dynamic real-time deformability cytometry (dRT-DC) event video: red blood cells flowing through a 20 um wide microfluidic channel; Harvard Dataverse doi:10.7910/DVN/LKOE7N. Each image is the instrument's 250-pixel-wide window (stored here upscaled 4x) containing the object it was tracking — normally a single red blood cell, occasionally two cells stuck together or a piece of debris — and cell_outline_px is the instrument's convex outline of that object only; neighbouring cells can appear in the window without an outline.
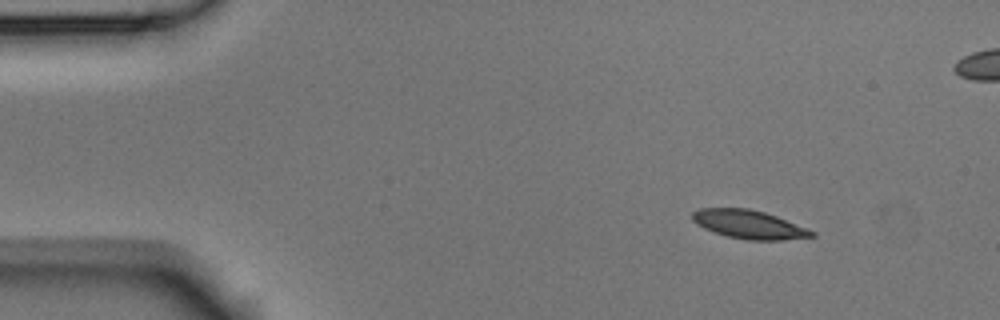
{"species": "Egyptian fruit bat (a non-hibernating species)", "species_latin": "Rousettus aegyptiacus", "temperature_condition": "room temperature", "stored_images_in_passage": 6, "camera_frame_rate_fps": 3000, "um_per_image_px": 0.085, "animal": {"sex": "male"}, "frame": {"image": 1, "passage_image": 1, "time_ms": 0.0, "image_size_px": [1000, 320], "cell_outline_px": [[816, 236], [784, 240], [748, 240], [728, 236], [704, 228], [696, 224], [692, 220], [692, 212], [700, 208], [748, 208], [764, 212], [776, 216], [816, 232]], "centroid_in_image_um": [63.66, 19.07], "position_along_channel_um": 21.3, "area_um2": 19.71}}
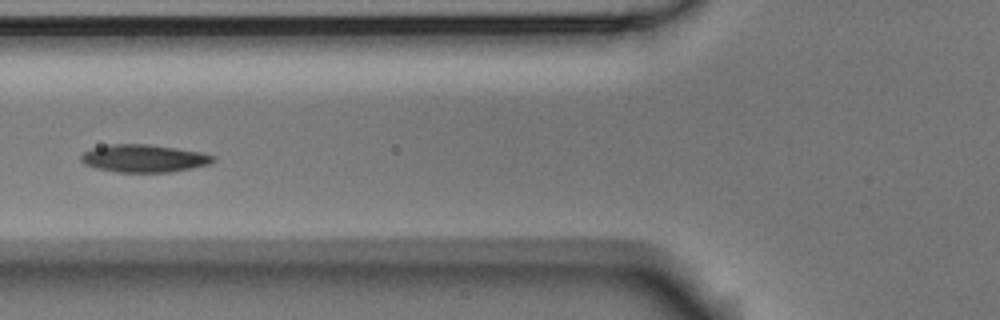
{"frame": {"image": 2, "passage_image": 5, "time_ms": 1.333, "image_size_px": [1000, 320], "cell_outline_px": [[216, 160], [208, 164], [172, 172], [116, 172], [96, 168], [84, 164], [80, 160], [80, 156], [84, 152], [92, 148], [112, 144], [148, 144], [176, 148], [200, 152], [216, 156]], "centroid_in_image_um": [12.22, 13.46], "position_along_channel_um": 113.6, "area_um2": 21.27}}
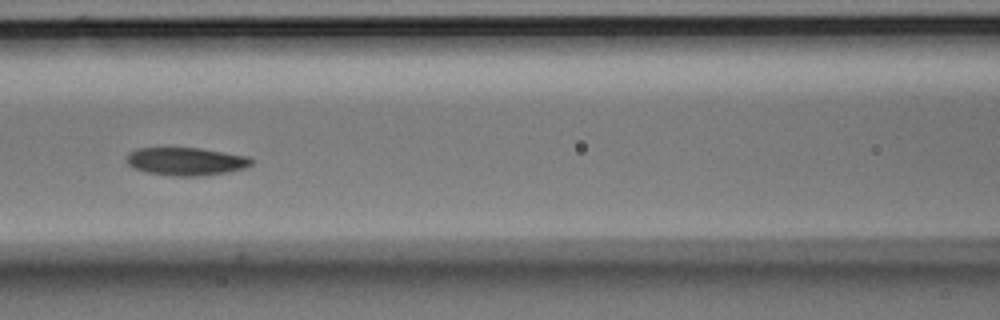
{"frame": {"image": 3, "passage_image": 6, "time_ms": 1.667, "image_size_px": [1000, 320], "cell_outline_px": [[252, 164], [244, 168], [228, 172], [200, 176], [172, 176], [144, 172], [132, 168], [124, 160], [124, 156], [128, 152], [136, 148], [200, 148], [248, 156], [252, 160]], "centroid_in_image_um": [15.73, 13.72], "position_along_channel_um": 150.9, "area_um2": 20.63}}